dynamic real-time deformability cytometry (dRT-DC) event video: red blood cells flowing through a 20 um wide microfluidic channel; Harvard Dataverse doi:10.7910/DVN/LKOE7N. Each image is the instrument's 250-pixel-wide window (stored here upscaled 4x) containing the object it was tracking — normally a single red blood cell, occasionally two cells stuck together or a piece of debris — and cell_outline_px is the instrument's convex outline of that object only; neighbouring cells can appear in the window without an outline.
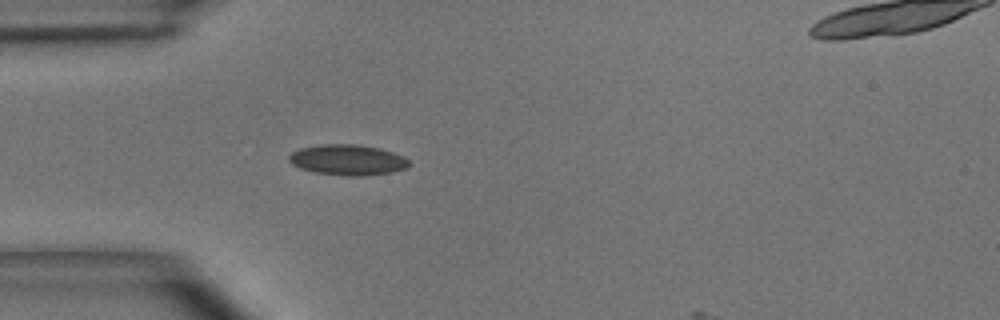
{"species": "common noctule bat (a hibernating species)", "species_latin": "Nyctalus noctula", "temperature_condition": "room temperature", "stored_images_in_passage": 34, "camera_frame_rate_fps": 3000, "um_per_image_px": 0.085, "animal": {"sex": "male", "body_mass_g": 15.6}, "frame": {"image": 1, "passage_image": 1, "time_ms": 0.0, "image_size_px": [1000, 320], "cell_outline_px": [[412, 164], [408, 168], [392, 172], [364, 176], [344, 176], [312, 172], [300, 168], [292, 164], [288, 160], [288, 156], [292, 152], [300, 148], [324, 144], [356, 144], [380, 148], [404, 156]], "centroid_in_image_um": [29.57, 13.6], "position_along_channel_um": 55.4, "area_um2": 21.68}}
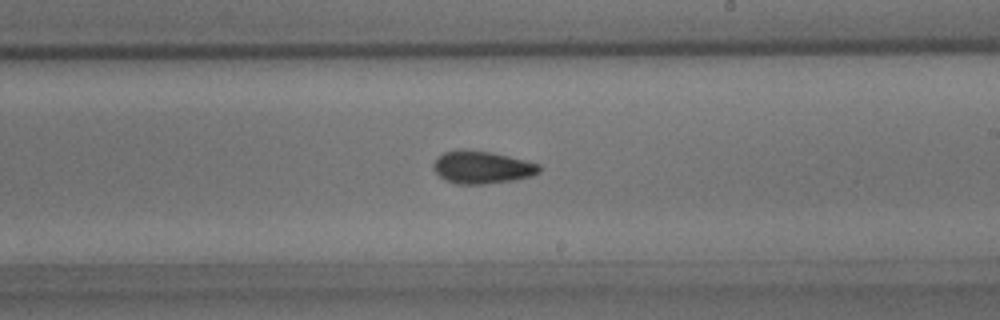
{"frame": {"image": 2, "passage_image": 16, "time_ms": 5.0, "image_size_px": [1000, 320], "cell_outline_px": [[540, 172], [532, 176], [516, 180], [484, 184], [456, 184], [444, 180], [432, 168], [432, 164], [436, 156], [444, 152], [456, 148], [464, 148], [492, 152], [540, 164]], "centroid_in_image_um": [40.92, 14.2], "position_along_channel_um": 248.1, "area_um2": 20.58}}
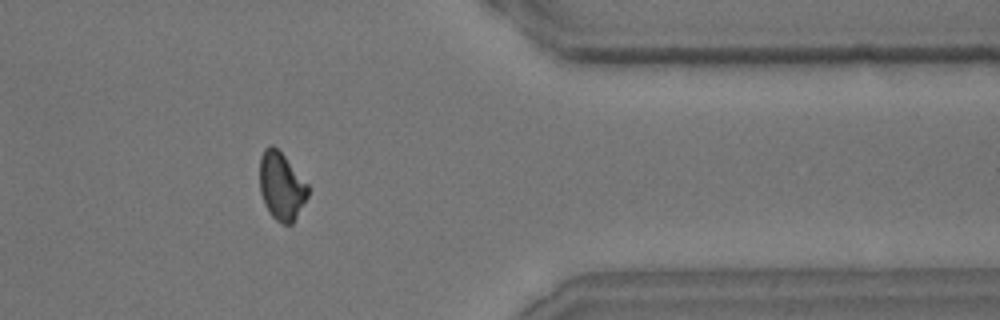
{"frame": {"image": 3, "passage_image": 28, "time_ms": 9.0, "image_size_px": [1000, 320], "cell_outline_px": [[308, 196], [292, 224], [284, 224], [276, 220], [268, 212], [264, 204], [260, 192], [260, 156], [264, 148], [268, 144], [272, 144], [284, 156], [308, 184]], "centroid_in_image_um": [23.9, 15.82], "position_along_channel_um": 387.5, "area_um2": 19.02}}